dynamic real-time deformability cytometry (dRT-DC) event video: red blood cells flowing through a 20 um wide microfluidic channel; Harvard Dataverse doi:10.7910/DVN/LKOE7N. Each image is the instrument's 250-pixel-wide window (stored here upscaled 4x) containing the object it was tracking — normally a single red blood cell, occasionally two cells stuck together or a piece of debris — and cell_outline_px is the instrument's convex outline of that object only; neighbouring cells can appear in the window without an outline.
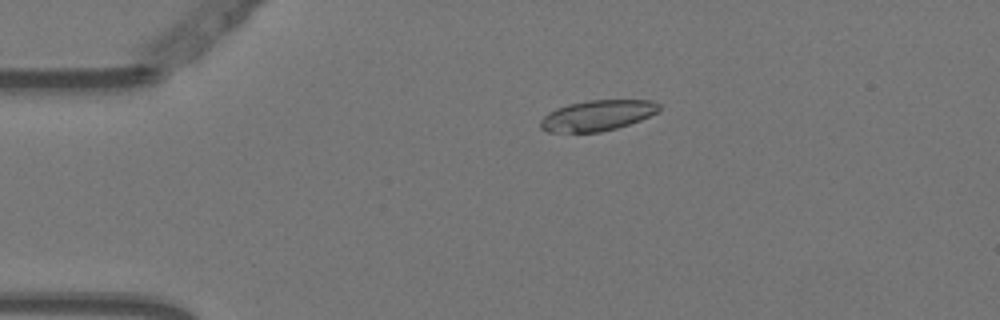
{"species": "Egyptian fruit bat (a non-hibernating species)", "species_latin": "Rousettus aegyptiacus", "temperature_condition": "warm", "stored_images_in_passage": 3, "camera_frame_rate_fps": 3000, "um_per_image_px": 0.085, "animal": {"sex": "female"}, "frame": {"image": 1, "passage_image": 3, "time_ms": 0.667, "image_size_px": [1000, 320], "cell_outline_px": [[660, 108], [656, 112], [640, 120], [616, 128], [600, 132], [548, 132], [540, 128], [540, 120], [548, 112], [556, 108], [568, 104], [588, 100], [652, 100], [660, 104]], "centroid_in_image_um": [50.74, 9.81], "position_along_channel_um": 34.3, "area_um2": 21.1}}